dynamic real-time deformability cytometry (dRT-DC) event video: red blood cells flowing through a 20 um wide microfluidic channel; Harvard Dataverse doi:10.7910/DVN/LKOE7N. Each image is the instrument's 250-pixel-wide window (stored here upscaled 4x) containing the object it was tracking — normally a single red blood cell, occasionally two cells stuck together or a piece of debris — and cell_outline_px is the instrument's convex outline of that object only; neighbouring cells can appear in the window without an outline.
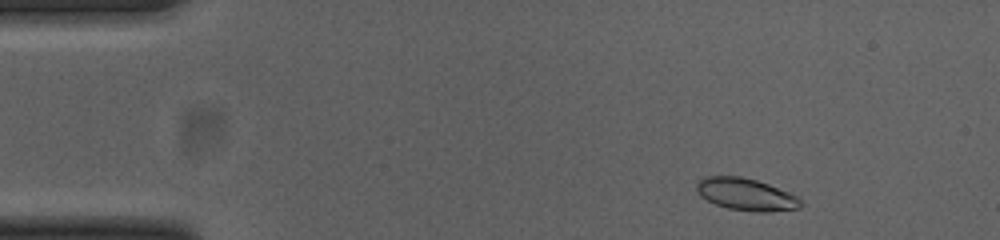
{"species": "common noctule bat (a hibernating species)", "species_latin": "Nyctalus noctula", "temperature_condition": "cold", "stored_images_in_passage": 49, "camera_frame_rate_fps": 3000, "um_per_image_px": 0.085, "animal": {"sex": "female", "body_mass_g": 23.0, "forearm_length_mm": 53.4}, "frame": {"image": 1, "passage_image": 3, "time_ms": 0.667, "image_size_px": [1000, 240], "cell_outline_px": [[804, 204], [800, 208], [768, 212], [760, 212], [728, 208], [716, 204], [700, 196], [696, 188], [696, 184], [704, 176], [740, 176], [756, 180], [768, 184], [788, 192], [796, 196]], "centroid_in_image_um": [63.41, 16.52], "position_along_channel_um": 21.6, "area_um2": 19.36}}
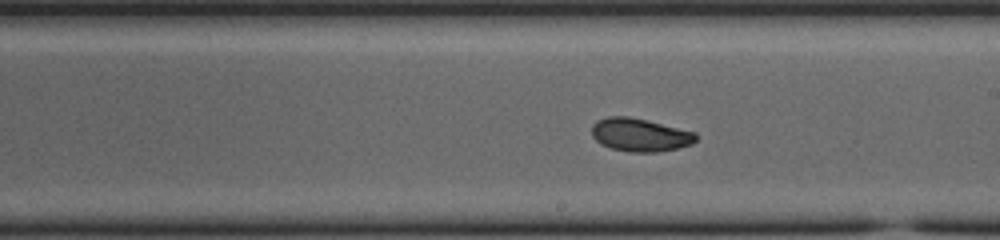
{"frame": {"image": 2, "passage_image": 26, "time_ms": 8.333, "image_size_px": [1000, 240], "cell_outline_px": [[696, 140], [692, 144], [676, 148], [656, 152], [628, 152], [612, 148], [600, 144], [592, 136], [592, 124], [596, 120], [608, 116], [628, 116], [648, 120], [696, 132]], "centroid_in_image_um": [54.37, 11.45], "position_along_channel_um": 234.6, "area_um2": 20.23}}
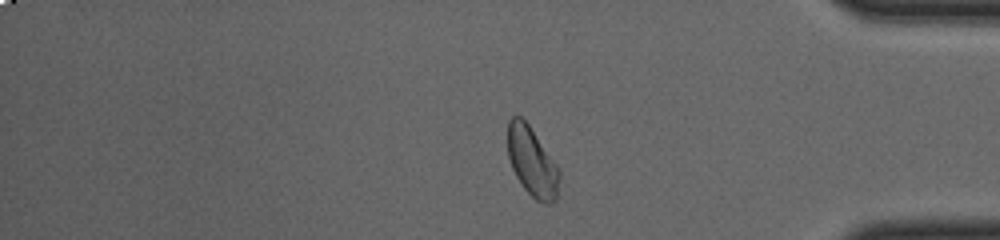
{"frame": {"image": 3, "passage_image": 40, "time_ms": 13.0, "image_size_px": [1000, 240], "cell_outline_px": [[560, 176], [556, 200], [552, 204], [544, 204], [536, 200], [524, 188], [516, 176], [512, 168], [508, 156], [508, 120], [512, 116], [520, 116], [528, 124], [556, 164], [560, 172]], "centroid_in_image_um": [45.23, 13.78], "position_along_channel_um": 390.0, "area_um2": 20.69}, "authors_computed_cell_mechanics": {"area_um2": 19.941, "velocity_mm_per_s": 3.84, "shape_relaxation_time_tau1_ms": 4.821, "shape_relaxation_time_tau2_ms": 3.5735, "deformation_change_tau1": 0.1342, "deformation_change_tau2": 0.0617}}